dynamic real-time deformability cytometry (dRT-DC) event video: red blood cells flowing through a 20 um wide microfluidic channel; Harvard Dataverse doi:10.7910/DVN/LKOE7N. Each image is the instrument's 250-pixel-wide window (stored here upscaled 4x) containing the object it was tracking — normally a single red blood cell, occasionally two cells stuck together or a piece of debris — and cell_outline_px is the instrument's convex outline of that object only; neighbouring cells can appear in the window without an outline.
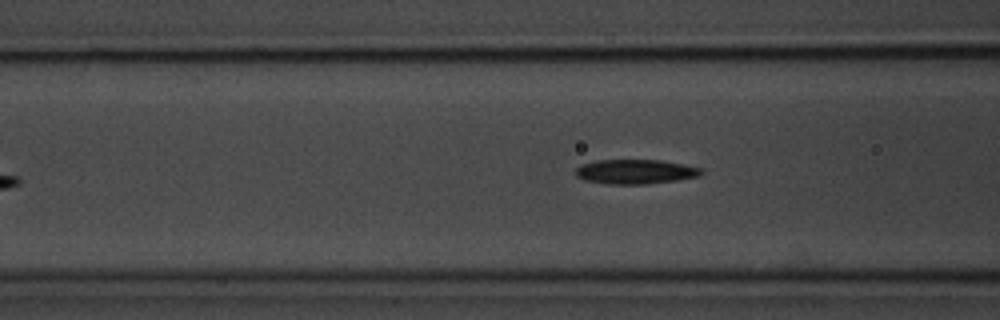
{"species": "common noctule bat (a hibernating species)", "species_latin": "Nyctalus noctula", "temperature_condition": "room temperature", "stored_images_in_passage": 41, "camera_frame_rate_fps": 3000, "um_per_image_px": 0.085, "animal": {"sex": "male", "body_mass_g": 20.1, "forearm_length_mm": 53.5}, "frame": {"image": 1, "passage_image": 10, "time_ms": 3.0, "image_size_px": [1000, 320], "cell_outline_px": [[704, 172], [700, 176], [676, 180], [648, 184], [608, 184], [584, 180], [576, 176], [576, 168], [580, 164], [596, 160], [660, 160], [684, 164], [704, 168]], "centroid_in_image_um": [54.03, 14.59], "position_along_channel_um": 112.6, "area_um2": 18.15}}
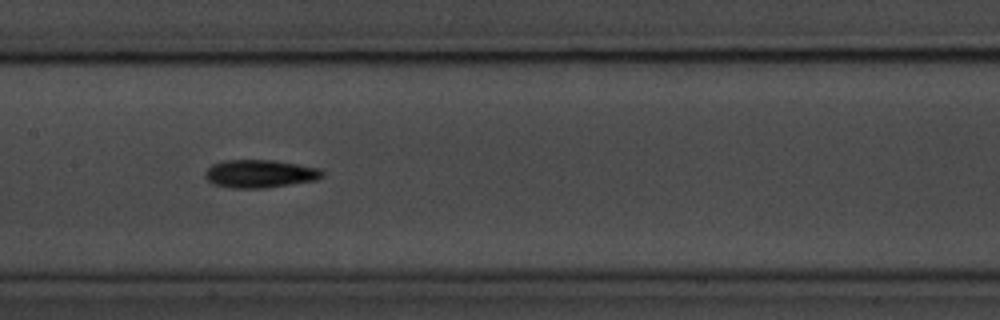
{"frame": {"image": 2, "passage_image": 16, "time_ms": 5.0, "image_size_px": [1000, 320], "cell_outline_px": [[324, 176], [316, 180], [264, 188], [228, 188], [212, 184], [204, 176], [204, 172], [212, 164], [224, 160], [276, 160], [320, 168], [324, 172]], "centroid_in_image_um": [22.08, 14.76], "position_along_channel_um": 185.3, "area_um2": 19.31}}
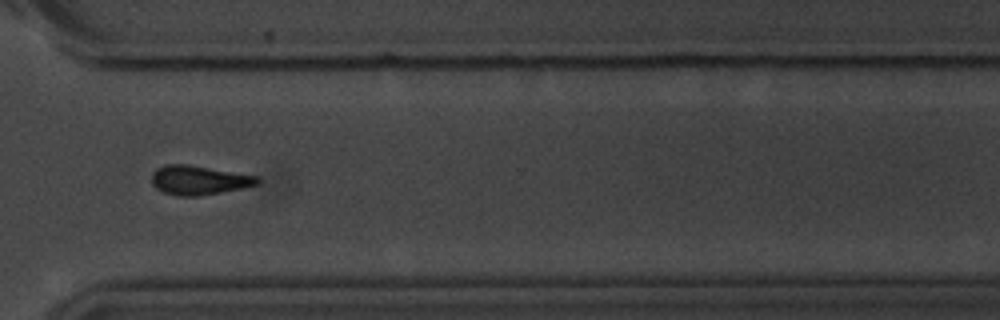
{"frame": {"image": 3, "passage_image": 30, "time_ms": 9.667, "image_size_px": [1000, 320], "cell_outline_px": [[260, 180], [256, 184], [240, 188], [200, 196], [176, 196], [164, 192], [156, 188], [152, 184], [152, 172], [156, 168], [168, 164], [188, 164], [260, 176]], "centroid_in_image_um": [16.88, 15.3], "position_along_channel_um": 353.7, "area_um2": 17.98}, "authors_computed_cell_mechanics": {"area_um2": 17.7446, "velocity_mm_per_s": 3.6206, "shape_relaxation_time_tau1_ms": 2.4462, "shape_relaxation_time_tau2_ms": null, "deformation_change_tau1": 0.1369, "deformation_change_tau2": null}}